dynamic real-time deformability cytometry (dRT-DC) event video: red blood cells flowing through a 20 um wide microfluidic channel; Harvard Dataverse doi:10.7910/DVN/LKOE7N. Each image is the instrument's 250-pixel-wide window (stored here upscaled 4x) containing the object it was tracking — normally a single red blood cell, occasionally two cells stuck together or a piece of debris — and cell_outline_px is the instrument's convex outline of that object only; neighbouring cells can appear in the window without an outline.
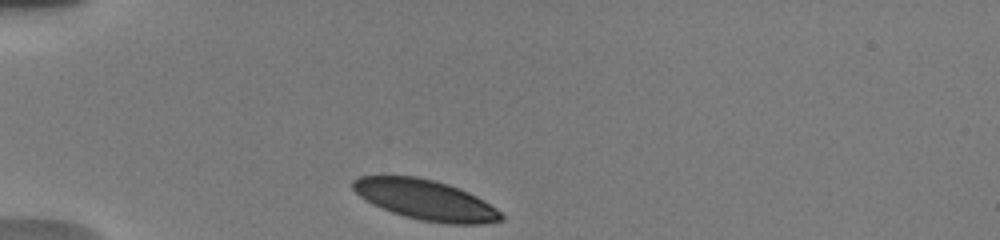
{"species": "human", "species_latin": "Homo sapiens", "temperature_condition": "warm", "stored_images_in_passage": 20, "camera_frame_rate_fps": 3000, "um_per_image_px": 0.085, "donor": {"sex": "male"}, "frame": {"image": 1, "passage_image": 1, "time_ms": 0.0, "image_size_px": [1000, 240], "cell_outline_px": [[504, 220], [480, 224], [448, 224], [420, 220], [404, 216], [392, 212], [372, 204], [364, 200], [352, 188], [352, 180], [360, 176], [416, 176], [448, 184], [468, 192], [476, 196], [496, 208], [504, 216]], "centroid_in_image_um": [36.16, 16.99], "position_along_channel_um": 48.8, "area_um2": 34.56}}
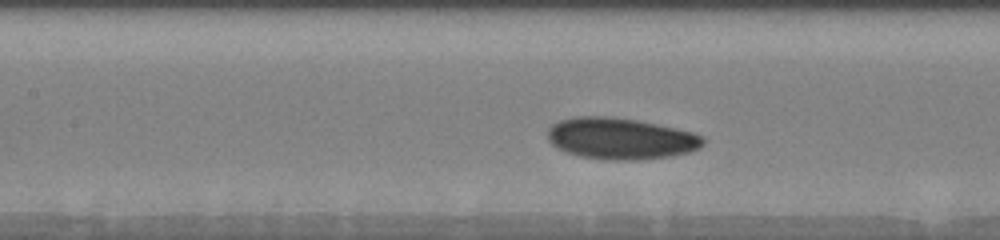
{"frame": {"image": 2, "passage_image": 10, "time_ms": 3.667, "image_size_px": [1000, 240], "cell_outline_px": [[704, 144], [700, 148], [688, 152], [672, 156], [636, 160], [608, 160], [580, 156], [564, 152], [552, 144], [548, 140], [548, 128], [552, 124], [560, 120], [572, 116], [612, 116], [636, 120], [676, 128], [692, 132], [704, 136]], "centroid_in_image_um": [52.74, 11.77], "position_along_channel_um": 154.7, "area_um2": 37.8}}
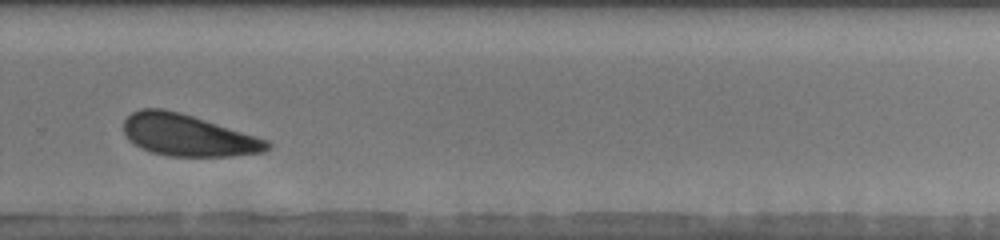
{"frame": {"image": 3, "passage_image": 16, "time_ms": 8.0, "image_size_px": [1000, 240], "cell_outline_px": [[272, 144], [264, 152], [232, 156], [168, 156], [152, 152], [140, 148], [128, 140], [124, 132], [124, 120], [132, 112], [140, 108], [164, 108], [180, 112], [256, 136], [268, 140]], "centroid_in_image_um": [15.94, 11.49], "position_along_channel_um": 313.9, "area_um2": 34.85}, "authors_computed_cell_mechanics": {"area_um2": 36.1828, "velocity_mm_per_s": 3.6861, "shape_relaxation_time_tau1_ms": 1.6023, "shape_relaxation_time_tau2_ms": null, "deformation_change_tau1": 0.0874, "deformation_change_tau2": null}}